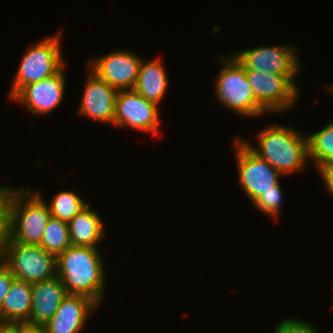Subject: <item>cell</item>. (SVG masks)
<instances>
[{
    "mask_svg": "<svg viewBox=\"0 0 333 333\" xmlns=\"http://www.w3.org/2000/svg\"><path fill=\"white\" fill-rule=\"evenodd\" d=\"M99 247L69 246L56 258V275L67 294L83 295L102 302L106 272Z\"/></svg>",
    "mask_w": 333,
    "mask_h": 333,
    "instance_id": "6da1fadb",
    "label": "cell"
},
{
    "mask_svg": "<svg viewBox=\"0 0 333 333\" xmlns=\"http://www.w3.org/2000/svg\"><path fill=\"white\" fill-rule=\"evenodd\" d=\"M42 193L31 188L10 187L5 198L4 233L24 245H40L50 218Z\"/></svg>",
    "mask_w": 333,
    "mask_h": 333,
    "instance_id": "7a4b0ae2",
    "label": "cell"
},
{
    "mask_svg": "<svg viewBox=\"0 0 333 333\" xmlns=\"http://www.w3.org/2000/svg\"><path fill=\"white\" fill-rule=\"evenodd\" d=\"M257 147L240 138L256 155L268 162L283 176L307 167V137L294 128L270 124L255 134Z\"/></svg>",
    "mask_w": 333,
    "mask_h": 333,
    "instance_id": "3957f363",
    "label": "cell"
},
{
    "mask_svg": "<svg viewBox=\"0 0 333 333\" xmlns=\"http://www.w3.org/2000/svg\"><path fill=\"white\" fill-rule=\"evenodd\" d=\"M220 58V59H219ZM222 62L219 74L215 78V98L232 112L244 117H261L268 113L256 100L248 84L245 68L231 54L218 56Z\"/></svg>",
    "mask_w": 333,
    "mask_h": 333,
    "instance_id": "277c9868",
    "label": "cell"
},
{
    "mask_svg": "<svg viewBox=\"0 0 333 333\" xmlns=\"http://www.w3.org/2000/svg\"><path fill=\"white\" fill-rule=\"evenodd\" d=\"M0 260L15 279L30 284L56 276V257L40 245H24L0 235Z\"/></svg>",
    "mask_w": 333,
    "mask_h": 333,
    "instance_id": "5b68a950",
    "label": "cell"
},
{
    "mask_svg": "<svg viewBox=\"0 0 333 333\" xmlns=\"http://www.w3.org/2000/svg\"><path fill=\"white\" fill-rule=\"evenodd\" d=\"M61 35H49L31 44L23 54L9 91L12 99L24 86L41 81L56 74L64 65L61 53Z\"/></svg>",
    "mask_w": 333,
    "mask_h": 333,
    "instance_id": "8992f818",
    "label": "cell"
},
{
    "mask_svg": "<svg viewBox=\"0 0 333 333\" xmlns=\"http://www.w3.org/2000/svg\"><path fill=\"white\" fill-rule=\"evenodd\" d=\"M255 100L269 113L289 111L299 101L298 75H276L257 70H245Z\"/></svg>",
    "mask_w": 333,
    "mask_h": 333,
    "instance_id": "52a82bcc",
    "label": "cell"
},
{
    "mask_svg": "<svg viewBox=\"0 0 333 333\" xmlns=\"http://www.w3.org/2000/svg\"><path fill=\"white\" fill-rule=\"evenodd\" d=\"M235 157L240 187L252 204L271 189H282L279 171L252 152L239 138L234 139Z\"/></svg>",
    "mask_w": 333,
    "mask_h": 333,
    "instance_id": "ba28073f",
    "label": "cell"
},
{
    "mask_svg": "<svg viewBox=\"0 0 333 333\" xmlns=\"http://www.w3.org/2000/svg\"><path fill=\"white\" fill-rule=\"evenodd\" d=\"M245 70L276 75H299L301 60L293 46H256L232 54Z\"/></svg>",
    "mask_w": 333,
    "mask_h": 333,
    "instance_id": "9c48e42d",
    "label": "cell"
},
{
    "mask_svg": "<svg viewBox=\"0 0 333 333\" xmlns=\"http://www.w3.org/2000/svg\"><path fill=\"white\" fill-rule=\"evenodd\" d=\"M159 109L156 103L146 100L133 89L120 90L116 97L114 126L158 135Z\"/></svg>",
    "mask_w": 333,
    "mask_h": 333,
    "instance_id": "30bf717a",
    "label": "cell"
},
{
    "mask_svg": "<svg viewBox=\"0 0 333 333\" xmlns=\"http://www.w3.org/2000/svg\"><path fill=\"white\" fill-rule=\"evenodd\" d=\"M140 57L136 55L135 51L122 49L111 51L101 57L91 58L87 66L99 79L104 80L118 91L132 90L143 60Z\"/></svg>",
    "mask_w": 333,
    "mask_h": 333,
    "instance_id": "8fae6325",
    "label": "cell"
},
{
    "mask_svg": "<svg viewBox=\"0 0 333 333\" xmlns=\"http://www.w3.org/2000/svg\"><path fill=\"white\" fill-rule=\"evenodd\" d=\"M65 66L51 77L24 86L11 100L23 105L32 115L43 116L53 112L64 99Z\"/></svg>",
    "mask_w": 333,
    "mask_h": 333,
    "instance_id": "7c38bea8",
    "label": "cell"
},
{
    "mask_svg": "<svg viewBox=\"0 0 333 333\" xmlns=\"http://www.w3.org/2000/svg\"><path fill=\"white\" fill-rule=\"evenodd\" d=\"M88 73L77 114L90 119L92 118V120L99 123L114 125L115 103L118 90L104 80L99 79L90 70Z\"/></svg>",
    "mask_w": 333,
    "mask_h": 333,
    "instance_id": "4fadbf2b",
    "label": "cell"
},
{
    "mask_svg": "<svg viewBox=\"0 0 333 333\" xmlns=\"http://www.w3.org/2000/svg\"><path fill=\"white\" fill-rule=\"evenodd\" d=\"M100 307L83 295L67 294L54 316L44 325L47 333H80L90 314Z\"/></svg>",
    "mask_w": 333,
    "mask_h": 333,
    "instance_id": "5bb4252c",
    "label": "cell"
},
{
    "mask_svg": "<svg viewBox=\"0 0 333 333\" xmlns=\"http://www.w3.org/2000/svg\"><path fill=\"white\" fill-rule=\"evenodd\" d=\"M67 295L61 279H51L32 284L31 311L28 323L45 325L55 314Z\"/></svg>",
    "mask_w": 333,
    "mask_h": 333,
    "instance_id": "9a60e30c",
    "label": "cell"
},
{
    "mask_svg": "<svg viewBox=\"0 0 333 333\" xmlns=\"http://www.w3.org/2000/svg\"><path fill=\"white\" fill-rule=\"evenodd\" d=\"M68 228L73 246L98 247L106 234L103 220L90 203L68 222Z\"/></svg>",
    "mask_w": 333,
    "mask_h": 333,
    "instance_id": "2e32d148",
    "label": "cell"
},
{
    "mask_svg": "<svg viewBox=\"0 0 333 333\" xmlns=\"http://www.w3.org/2000/svg\"><path fill=\"white\" fill-rule=\"evenodd\" d=\"M158 59L147 61L143 58L139 74L133 90L142 95L146 100L156 103L165 97L169 80L162 61Z\"/></svg>",
    "mask_w": 333,
    "mask_h": 333,
    "instance_id": "e0dca14e",
    "label": "cell"
},
{
    "mask_svg": "<svg viewBox=\"0 0 333 333\" xmlns=\"http://www.w3.org/2000/svg\"><path fill=\"white\" fill-rule=\"evenodd\" d=\"M31 295L32 284L14 279L3 300L1 322H28L31 311Z\"/></svg>",
    "mask_w": 333,
    "mask_h": 333,
    "instance_id": "ac0fdd59",
    "label": "cell"
},
{
    "mask_svg": "<svg viewBox=\"0 0 333 333\" xmlns=\"http://www.w3.org/2000/svg\"><path fill=\"white\" fill-rule=\"evenodd\" d=\"M308 157L317 171L333 167V120L307 137Z\"/></svg>",
    "mask_w": 333,
    "mask_h": 333,
    "instance_id": "d6986e66",
    "label": "cell"
},
{
    "mask_svg": "<svg viewBox=\"0 0 333 333\" xmlns=\"http://www.w3.org/2000/svg\"><path fill=\"white\" fill-rule=\"evenodd\" d=\"M71 245L68 223L50 216L40 246L57 258Z\"/></svg>",
    "mask_w": 333,
    "mask_h": 333,
    "instance_id": "ffe728a7",
    "label": "cell"
},
{
    "mask_svg": "<svg viewBox=\"0 0 333 333\" xmlns=\"http://www.w3.org/2000/svg\"><path fill=\"white\" fill-rule=\"evenodd\" d=\"M88 204V201H84L82 197L68 190L59 191L54 195L51 203H47L51 217L66 223L75 217Z\"/></svg>",
    "mask_w": 333,
    "mask_h": 333,
    "instance_id": "44dd1931",
    "label": "cell"
},
{
    "mask_svg": "<svg viewBox=\"0 0 333 333\" xmlns=\"http://www.w3.org/2000/svg\"><path fill=\"white\" fill-rule=\"evenodd\" d=\"M282 198V189H271L261 195L253 203V206L260 210L259 212L269 215L277 221V216L280 215V207H282Z\"/></svg>",
    "mask_w": 333,
    "mask_h": 333,
    "instance_id": "7402d4cb",
    "label": "cell"
},
{
    "mask_svg": "<svg viewBox=\"0 0 333 333\" xmlns=\"http://www.w3.org/2000/svg\"><path fill=\"white\" fill-rule=\"evenodd\" d=\"M274 333H321L313 325L301 319L285 318L276 325Z\"/></svg>",
    "mask_w": 333,
    "mask_h": 333,
    "instance_id": "603a6c76",
    "label": "cell"
},
{
    "mask_svg": "<svg viewBox=\"0 0 333 333\" xmlns=\"http://www.w3.org/2000/svg\"><path fill=\"white\" fill-rule=\"evenodd\" d=\"M14 279L15 277L12 275L10 270L0 260V322L3 300Z\"/></svg>",
    "mask_w": 333,
    "mask_h": 333,
    "instance_id": "cb8c5ba5",
    "label": "cell"
},
{
    "mask_svg": "<svg viewBox=\"0 0 333 333\" xmlns=\"http://www.w3.org/2000/svg\"><path fill=\"white\" fill-rule=\"evenodd\" d=\"M18 333H47V330L44 325L22 322L18 323Z\"/></svg>",
    "mask_w": 333,
    "mask_h": 333,
    "instance_id": "d4e9b609",
    "label": "cell"
},
{
    "mask_svg": "<svg viewBox=\"0 0 333 333\" xmlns=\"http://www.w3.org/2000/svg\"><path fill=\"white\" fill-rule=\"evenodd\" d=\"M320 177H322V183H324L326 191H328L333 197V167L325 169L319 172Z\"/></svg>",
    "mask_w": 333,
    "mask_h": 333,
    "instance_id": "484cf974",
    "label": "cell"
},
{
    "mask_svg": "<svg viewBox=\"0 0 333 333\" xmlns=\"http://www.w3.org/2000/svg\"><path fill=\"white\" fill-rule=\"evenodd\" d=\"M7 186L0 185V235L4 232L5 198L9 185Z\"/></svg>",
    "mask_w": 333,
    "mask_h": 333,
    "instance_id": "4316f807",
    "label": "cell"
},
{
    "mask_svg": "<svg viewBox=\"0 0 333 333\" xmlns=\"http://www.w3.org/2000/svg\"><path fill=\"white\" fill-rule=\"evenodd\" d=\"M0 333H18V323L0 322Z\"/></svg>",
    "mask_w": 333,
    "mask_h": 333,
    "instance_id": "83f0119b",
    "label": "cell"
},
{
    "mask_svg": "<svg viewBox=\"0 0 333 333\" xmlns=\"http://www.w3.org/2000/svg\"><path fill=\"white\" fill-rule=\"evenodd\" d=\"M326 90L329 91L331 94H333V84L330 86L328 85V87H326Z\"/></svg>",
    "mask_w": 333,
    "mask_h": 333,
    "instance_id": "f1b7e54d",
    "label": "cell"
}]
</instances>
